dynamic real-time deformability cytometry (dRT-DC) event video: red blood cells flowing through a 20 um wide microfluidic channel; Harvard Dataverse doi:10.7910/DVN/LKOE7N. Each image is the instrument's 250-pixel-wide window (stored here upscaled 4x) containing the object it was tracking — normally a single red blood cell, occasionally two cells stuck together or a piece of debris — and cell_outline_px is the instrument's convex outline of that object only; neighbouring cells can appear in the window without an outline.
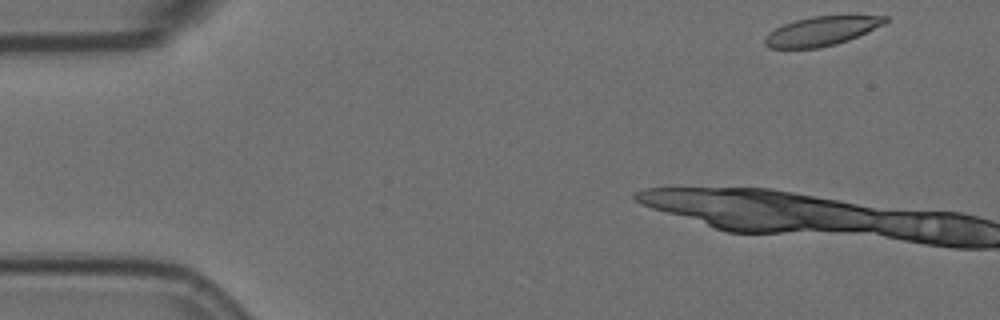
{"species": "Egyptian fruit bat (a non-hibernating species)", "species_latin": "Rousettus aegyptiacus", "temperature_condition": "room temperature", "stored_images_in_passage": 2, "camera_frame_rate_fps": 3000, "um_per_image_px": 0.085, "animal": {"sex": "female"}, "frame": {"image": 1, "passage_image": 2, "time_ms": 0.333, "image_size_px": [1000, 320], "cell_outline_px": [[888, 20], [884, 24], [848, 40], [836, 44], [820, 48], [768, 48], [764, 44], [764, 36], [768, 32], [784, 24], [796, 20], [812, 16], [888, 16]], "centroid_in_image_um": [69.78, 2.65], "position_along_channel_um": 15.2, "area_um2": 20.29}}